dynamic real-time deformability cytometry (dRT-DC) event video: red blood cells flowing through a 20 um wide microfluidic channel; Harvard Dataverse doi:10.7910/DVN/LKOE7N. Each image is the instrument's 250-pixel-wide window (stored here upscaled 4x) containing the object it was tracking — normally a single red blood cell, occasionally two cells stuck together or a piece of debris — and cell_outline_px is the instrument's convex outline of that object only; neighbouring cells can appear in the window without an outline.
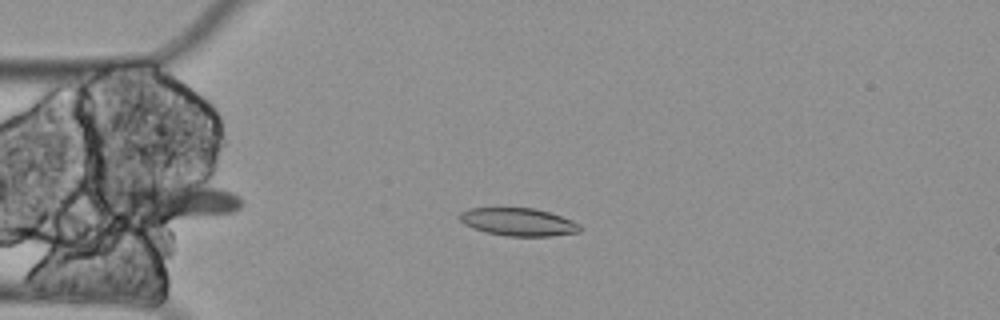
{"species": "Egyptian fruit bat (a non-hibernating species)", "species_latin": "Rousettus aegyptiacus", "temperature_condition": "cold", "stored_images_in_passage": 5, "camera_frame_rate_fps": 3000, "um_per_image_px": 0.085, "animal": {"sex": "female"}, "frame": {"image": 1, "passage_image": 4, "time_ms": 1.0, "image_size_px": [1000, 320], "cell_outline_px": [[580, 232], [552, 236], [508, 236], [484, 232], [472, 228], [464, 224], [456, 216], [460, 212], [468, 208], [532, 208], [548, 212], [572, 220], [580, 224]], "centroid_in_image_um": [44.01, 18.87], "position_along_channel_um": 41.0, "area_um2": 19.59}}